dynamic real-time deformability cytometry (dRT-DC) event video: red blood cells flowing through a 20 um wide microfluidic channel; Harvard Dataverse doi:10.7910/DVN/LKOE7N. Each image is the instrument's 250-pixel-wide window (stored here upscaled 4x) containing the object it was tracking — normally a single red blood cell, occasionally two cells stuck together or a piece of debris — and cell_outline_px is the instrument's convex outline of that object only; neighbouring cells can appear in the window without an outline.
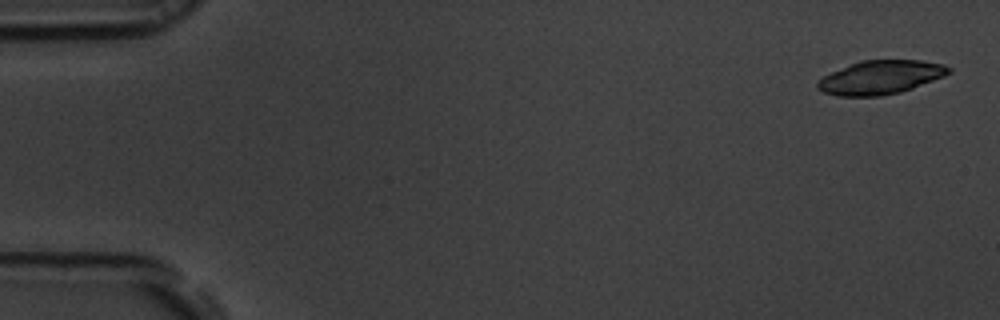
{"species": "common noctule bat (a hibernating species)", "species_latin": "Nyctalus noctula", "temperature_condition": "room temperature", "stored_images_in_passage": 13, "camera_frame_rate_fps": 3000, "um_per_image_px": 0.085, "animal": {"sex": "male", "body_mass_g": 19.5, "forearm_length_mm": 54.6}, "frame": {"image": 1, "passage_image": 1, "time_ms": 0.0, "image_size_px": [1000, 320], "cell_outline_px": [[952, 72], [944, 76], [912, 88], [900, 92], [880, 96], [836, 96], [824, 92], [816, 88], [816, 80], [832, 72], [860, 60], [920, 60], [944, 64], [952, 68]], "centroid_in_image_um": [74.84, 6.57], "position_along_channel_um": 10.2, "area_um2": 25.78}}